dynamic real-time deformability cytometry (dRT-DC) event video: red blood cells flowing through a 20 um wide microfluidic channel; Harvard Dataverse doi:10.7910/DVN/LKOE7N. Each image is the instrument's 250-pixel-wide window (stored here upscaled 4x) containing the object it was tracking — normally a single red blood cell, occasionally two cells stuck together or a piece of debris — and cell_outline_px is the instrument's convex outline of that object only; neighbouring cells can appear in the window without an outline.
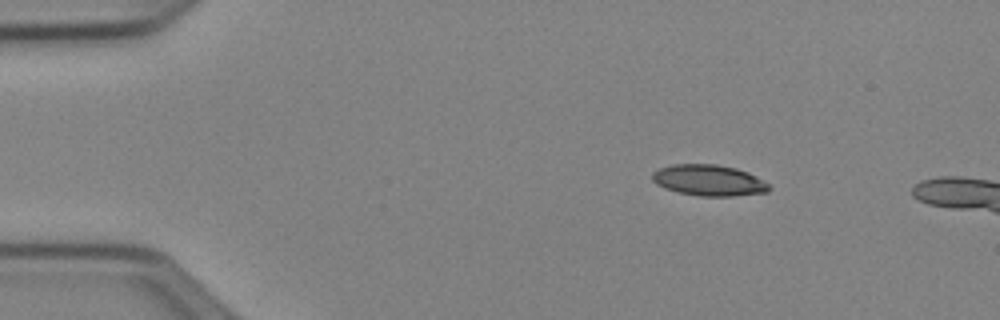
{"species": "Egyptian fruit bat (a non-hibernating species)", "species_latin": "Rousettus aegyptiacus", "temperature_condition": "cold", "stored_images_in_passage": 13, "camera_frame_rate_fps": 3000, "um_per_image_px": 0.085, "animal": {"sex": "female"}, "frame": {"image": 1, "passage_image": 8, "time_ms": 2.333, "image_size_px": [1000, 320], "cell_outline_px": [[772, 188], [768, 192], [732, 196], [700, 196], [676, 192], [664, 188], [656, 184], [652, 180], [652, 172], [660, 168], [672, 164], [716, 164], [736, 168], [748, 172], [756, 176], [768, 184]], "centroid_in_image_um": [60.24, 15.33], "position_along_channel_um": 24.8, "area_um2": 21.27}}